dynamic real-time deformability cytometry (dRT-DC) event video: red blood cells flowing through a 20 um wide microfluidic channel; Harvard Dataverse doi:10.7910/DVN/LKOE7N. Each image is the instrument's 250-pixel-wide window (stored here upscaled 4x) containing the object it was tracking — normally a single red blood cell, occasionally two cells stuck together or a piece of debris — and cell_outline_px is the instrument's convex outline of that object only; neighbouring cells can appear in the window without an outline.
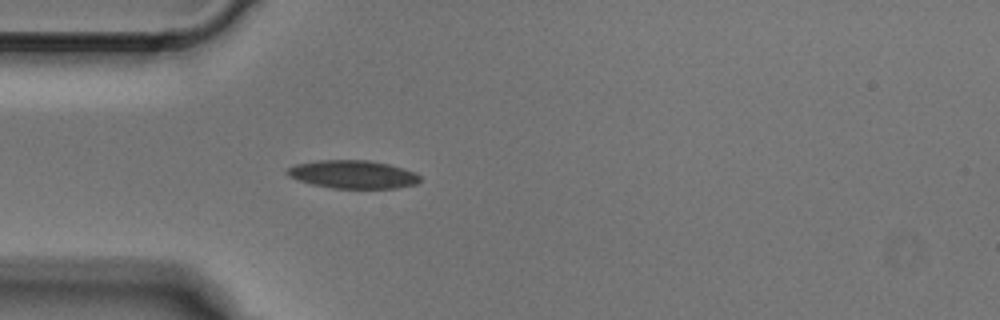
{"species": "Egyptian fruit bat (a non-hibernating species)", "species_latin": "Rousettus aegyptiacus", "temperature_condition": "cold", "stored_images_in_passage": 4, "camera_frame_rate_fps": 3000, "um_per_image_px": 0.085, "animal": {"sex": "male"}, "frame": {"image": 1, "passage_image": 4, "time_ms": 1.0, "image_size_px": [1000, 320], "cell_outline_px": [[420, 180], [416, 184], [396, 188], [332, 188], [312, 184], [288, 176], [284, 172], [288, 168], [296, 164], [320, 160], [368, 160], [388, 164], [416, 172], [420, 176]], "centroid_in_image_um": [30.0, 14.82], "position_along_channel_um": 55.0, "area_um2": 21.68}}